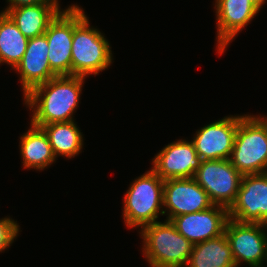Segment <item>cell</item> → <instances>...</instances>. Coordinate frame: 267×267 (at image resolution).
Segmentation results:
<instances>
[{"instance_id": "3957f363", "label": "cell", "mask_w": 267, "mask_h": 267, "mask_svg": "<svg viewBox=\"0 0 267 267\" xmlns=\"http://www.w3.org/2000/svg\"><path fill=\"white\" fill-rule=\"evenodd\" d=\"M162 180L152 169L130 184L123 198V219L128 228H143L164 215ZM162 208V209H161Z\"/></svg>"}, {"instance_id": "52a82bcc", "label": "cell", "mask_w": 267, "mask_h": 267, "mask_svg": "<svg viewBox=\"0 0 267 267\" xmlns=\"http://www.w3.org/2000/svg\"><path fill=\"white\" fill-rule=\"evenodd\" d=\"M243 175L229 159L202 160L193 179L207 192L214 205L226 208L235 202Z\"/></svg>"}, {"instance_id": "2e32d148", "label": "cell", "mask_w": 267, "mask_h": 267, "mask_svg": "<svg viewBox=\"0 0 267 267\" xmlns=\"http://www.w3.org/2000/svg\"><path fill=\"white\" fill-rule=\"evenodd\" d=\"M28 39L43 35L61 11L60 5H28L3 10Z\"/></svg>"}, {"instance_id": "d4e9b609", "label": "cell", "mask_w": 267, "mask_h": 267, "mask_svg": "<svg viewBox=\"0 0 267 267\" xmlns=\"http://www.w3.org/2000/svg\"><path fill=\"white\" fill-rule=\"evenodd\" d=\"M267 267V265L261 264V265H257V266H252V267Z\"/></svg>"}, {"instance_id": "9a60e30c", "label": "cell", "mask_w": 267, "mask_h": 267, "mask_svg": "<svg viewBox=\"0 0 267 267\" xmlns=\"http://www.w3.org/2000/svg\"><path fill=\"white\" fill-rule=\"evenodd\" d=\"M14 70L20 74L23 96L34 87L57 76L49 65L48 41L45 34L28 40L25 54Z\"/></svg>"}, {"instance_id": "e0dca14e", "label": "cell", "mask_w": 267, "mask_h": 267, "mask_svg": "<svg viewBox=\"0 0 267 267\" xmlns=\"http://www.w3.org/2000/svg\"><path fill=\"white\" fill-rule=\"evenodd\" d=\"M19 147L24 169L44 170L57 160L46 132L32 123L21 135Z\"/></svg>"}, {"instance_id": "7c38bea8", "label": "cell", "mask_w": 267, "mask_h": 267, "mask_svg": "<svg viewBox=\"0 0 267 267\" xmlns=\"http://www.w3.org/2000/svg\"><path fill=\"white\" fill-rule=\"evenodd\" d=\"M194 143L186 139L167 144L152 160V170L162 179L193 178L201 164Z\"/></svg>"}, {"instance_id": "cb8c5ba5", "label": "cell", "mask_w": 267, "mask_h": 267, "mask_svg": "<svg viewBox=\"0 0 267 267\" xmlns=\"http://www.w3.org/2000/svg\"><path fill=\"white\" fill-rule=\"evenodd\" d=\"M258 116L267 124V116H261V115Z\"/></svg>"}, {"instance_id": "4fadbf2b", "label": "cell", "mask_w": 267, "mask_h": 267, "mask_svg": "<svg viewBox=\"0 0 267 267\" xmlns=\"http://www.w3.org/2000/svg\"><path fill=\"white\" fill-rule=\"evenodd\" d=\"M228 219V208L213 205L207 210L176 216L171 222L181 235L196 244L224 234Z\"/></svg>"}, {"instance_id": "d6986e66", "label": "cell", "mask_w": 267, "mask_h": 267, "mask_svg": "<svg viewBox=\"0 0 267 267\" xmlns=\"http://www.w3.org/2000/svg\"><path fill=\"white\" fill-rule=\"evenodd\" d=\"M46 132L54 156L73 158L83 148V135L75 121L50 123L42 126Z\"/></svg>"}, {"instance_id": "277c9868", "label": "cell", "mask_w": 267, "mask_h": 267, "mask_svg": "<svg viewBox=\"0 0 267 267\" xmlns=\"http://www.w3.org/2000/svg\"><path fill=\"white\" fill-rule=\"evenodd\" d=\"M229 160L242 175L267 172V124L258 115H239Z\"/></svg>"}, {"instance_id": "ac0fdd59", "label": "cell", "mask_w": 267, "mask_h": 267, "mask_svg": "<svg viewBox=\"0 0 267 267\" xmlns=\"http://www.w3.org/2000/svg\"><path fill=\"white\" fill-rule=\"evenodd\" d=\"M186 267H236L225 233L193 244Z\"/></svg>"}, {"instance_id": "6da1fadb", "label": "cell", "mask_w": 267, "mask_h": 267, "mask_svg": "<svg viewBox=\"0 0 267 267\" xmlns=\"http://www.w3.org/2000/svg\"><path fill=\"white\" fill-rule=\"evenodd\" d=\"M86 77L56 76L34 87L23 98L32 110L31 123L42 127L50 123L74 121V111L79 107L80 94Z\"/></svg>"}, {"instance_id": "603a6c76", "label": "cell", "mask_w": 267, "mask_h": 267, "mask_svg": "<svg viewBox=\"0 0 267 267\" xmlns=\"http://www.w3.org/2000/svg\"><path fill=\"white\" fill-rule=\"evenodd\" d=\"M259 11L267 0H249Z\"/></svg>"}, {"instance_id": "8fae6325", "label": "cell", "mask_w": 267, "mask_h": 267, "mask_svg": "<svg viewBox=\"0 0 267 267\" xmlns=\"http://www.w3.org/2000/svg\"><path fill=\"white\" fill-rule=\"evenodd\" d=\"M238 123L230 115L198 129L192 142L201 160L230 159Z\"/></svg>"}, {"instance_id": "5bb4252c", "label": "cell", "mask_w": 267, "mask_h": 267, "mask_svg": "<svg viewBox=\"0 0 267 267\" xmlns=\"http://www.w3.org/2000/svg\"><path fill=\"white\" fill-rule=\"evenodd\" d=\"M217 52L223 54L227 46L259 13L249 0H215Z\"/></svg>"}, {"instance_id": "484cf974", "label": "cell", "mask_w": 267, "mask_h": 267, "mask_svg": "<svg viewBox=\"0 0 267 267\" xmlns=\"http://www.w3.org/2000/svg\"><path fill=\"white\" fill-rule=\"evenodd\" d=\"M265 264H267V246H266V258H265Z\"/></svg>"}, {"instance_id": "30bf717a", "label": "cell", "mask_w": 267, "mask_h": 267, "mask_svg": "<svg viewBox=\"0 0 267 267\" xmlns=\"http://www.w3.org/2000/svg\"><path fill=\"white\" fill-rule=\"evenodd\" d=\"M213 205L207 192L193 178L164 180L163 211L168 215L165 220L207 210Z\"/></svg>"}, {"instance_id": "ba28073f", "label": "cell", "mask_w": 267, "mask_h": 267, "mask_svg": "<svg viewBox=\"0 0 267 267\" xmlns=\"http://www.w3.org/2000/svg\"><path fill=\"white\" fill-rule=\"evenodd\" d=\"M224 233L236 267L241 266L243 262L250 267L265 263L267 225L242 223L229 218Z\"/></svg>"}, {"instance_id": "ffe728a7", "label": "cell", "mask_w": 267, "mask_h": 267, "mask_svg": "<svg viewBox=\"0 0 267 267\" xmlns=\"http://www.w3.org/2000/svg\"><path fill=\"white\" fill-rule=\"evenodd\" d=\"M28 40L11 18L3 13L0 17V64L6 63L15 69L25 54Z\"/></svg>"}, {"instance_id": "44dd1931", "label": "cell", "mask_w": 267, "mask_h": 267, "mask_svg": "<svg viewBox=\"0 0 267 267\" xmlns=\"http://www.w3.org/2000/svg\"><path fill=\"white\" fill-rule=\"evenodd\" d=\"M19 224L10 217L0 219V252H4L19 236Z\"/></svg>"}, {"instance_id": "5b68a950", "label": "cell", "mask_w": 267, "mask_h": 267, "mask_svg": "<svg viewBox=\"0 0 267 267\" xmlns=\"http://www.w3.org/2000/svg\"><path fill=\"white\" fill-rule=\"evenodd\" d=\"M89 24L86 16L74 28L71 49L72 75L86 78L108 69L113 61L109 41Z\"/></svg>"}, {"instance_id": "8992f818", "label": "cell", "mask_w": 267, "mask_h": 267, "mask_svg": "<svg viewBox=\"0 0 267 267\" xmlns=\"http://www.w3.org/2000/svg\"><path fill=\"white\" fill-rule=\"evenodd\" d=\"M86 16L83 8L72 4L57 14L44 33L48 41L49 65L57 76L72 75L73 31Z\"/></svg>"}, {"instance_id": "7a4b0ae2", "label": "cell", "mask_w": 267, "mask_h": 267, "mask_svg": "<svg viewBox=\"0 0 267 267\" xmlns=\"http://www.w3.org/2000/svg\"><path fill=\"white\" fill-rule=\"evenodd\" d=\"M139 233L143 255L151 267H186L193 244L170 220L149 224Z\"/></svg>"}, {"instance_id": "7402d4cb", "label": "cell", "mask_w": 267, "mask_h": 267, "mask_svg": "<svg viewBox=\"0 0 267 267\" xmlns=\"http://www.w3.org/2000/svg\"><path fill=\"white\" fill-rule=\"evenodd\" d=\"M7 3L9 5L6 8H18L22 6L35 5V4L59 5L58 0H7Z\"/></svg>"}, {"instance_id": "9c48e42d", "label": "cell", "mask_w": 267, "mask_h": 267, "mask_svg": "<svg viewBox=\"0 0 267 267\" xmlns=\"http://www.w3.org/2000/svg\"><path fill=\"white\" fill-rule=\"evenodd\" d=\"M229 218L242 223L267 225V172L243 175Z\"/></svg>"}]
</instances>
